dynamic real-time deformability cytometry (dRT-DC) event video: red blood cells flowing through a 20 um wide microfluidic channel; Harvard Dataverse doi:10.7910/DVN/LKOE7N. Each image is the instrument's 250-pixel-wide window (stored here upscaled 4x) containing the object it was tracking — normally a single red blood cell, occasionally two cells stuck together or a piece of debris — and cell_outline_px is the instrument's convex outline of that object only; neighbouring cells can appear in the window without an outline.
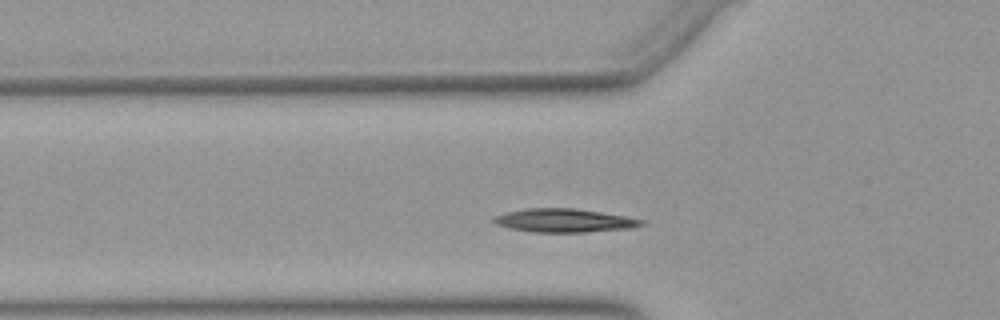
{"species": "Egyptian fruit bat (a non-hibernating species)", "species_latin": "Rousettus aegyptiacus", "temperature_condition": "warm", "stored_images_in_passage": 11, "camera_frame_rate_fps": 3000, "um_per_image_px": 0.085, "animal": {"sex": "female"}, "frame": {"image": 1, "passage_image": 5, "time_ms": 1.333, "image_size_px": [1000, 320], "cell_outline_px": [[644, 224], [636, 228], [584, 232], [532, 232], [508, 228], [496, 224], [492, 220], [492, 216], [508, 212], [528, 208], [576, 208], [628, 216], [644, 220]], "centroid_in_image_um": [47.99, 18.74], "position_along_channel_um": 77.8, "area_um2": 20.46}}
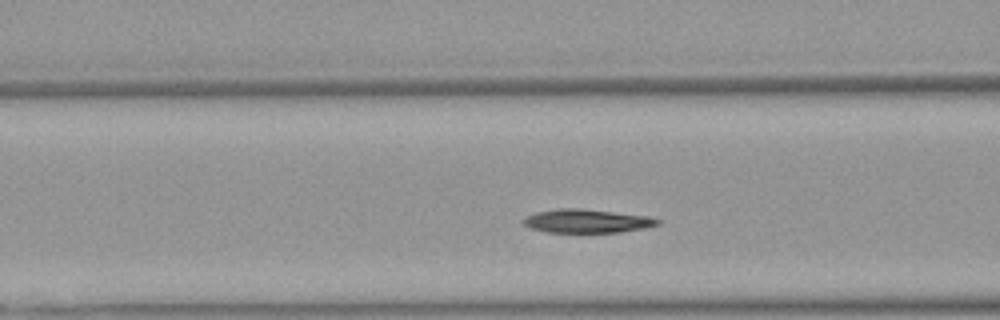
{"frame": {"image": 2, "passage_image": 8, "time_ms": 2.333, "image_size_px": [1000, 320], "cell_outline_px": [[660, 224], [648, 228], [620, 232], [544, 232], [532, 228], [524, 224], [520, 220], [524, 216], [536, 212], [560, 208], [580, 208], [648, 216], [660, 220]], "centroid_in_image_um": [49.87, 18.79], "position_along_channel_um": 116.7, "area_um2": 18.55}}
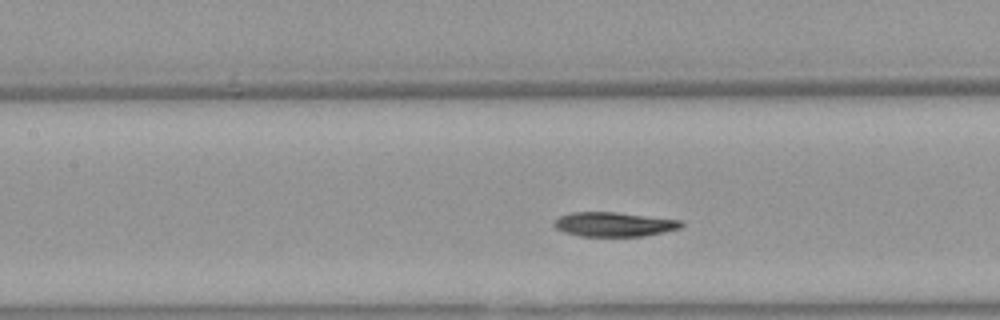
{"frame": {"image": 3, "passage_image": 11, "time_ms": 3.333, "image_size_px": [1000, 320], "cell_outline_px": [[684, 224], [680, 228], [664, 232], [644, 236], [580, 236], [564, 232], [556, 228], [552, 224], [560, 216], [572, 212], [616, 212], [680, 220]], "centroid_in_image_um": [52.18, 19.07], "position_along_channel_um": 155.2, "area_um2": 17.98}}